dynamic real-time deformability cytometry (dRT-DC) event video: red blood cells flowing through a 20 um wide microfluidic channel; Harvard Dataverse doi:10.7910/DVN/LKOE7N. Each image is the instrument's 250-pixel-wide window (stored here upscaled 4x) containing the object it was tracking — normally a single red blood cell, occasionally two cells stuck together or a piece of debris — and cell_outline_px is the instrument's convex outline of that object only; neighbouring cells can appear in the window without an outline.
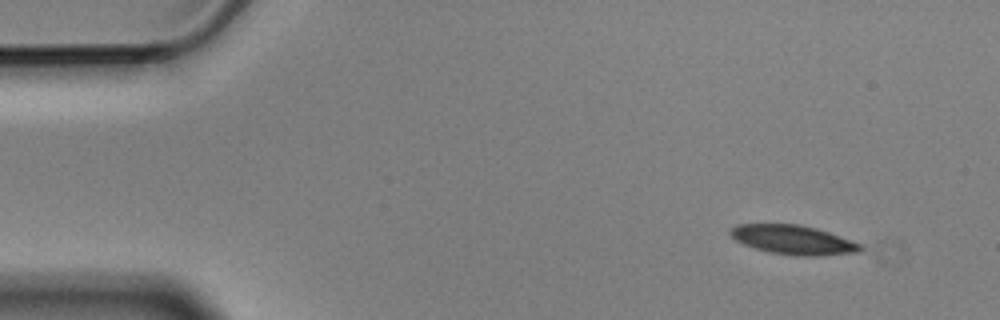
{"species": "Egyptian fruit bat (a non-hibernating species)", "species_latin": "Rousettus aegyptiacus", "temperature_condition": "cold", "stored_images_in_passage": 4, "camera_frame_rate_fps": 3000, "um_per_image_px": 0.085, "animal": {"sex": "male"}, "frame": {"image": 1, "passage_image": 1, "time_ms": 0.0, "image_size_px": [1000, 320], "cell_outline_px": [[864, 248], [860, 252], [820, 256], [796, 256], [772, 252], [756, 248], [744, 244], [736, 240], [728, 232], [736, 224], [800, 224], [816, 228], [828, 232], [860, 244]], "centroid_in_image_um": [67.43, 20.38], "position_along_channel_um": 17.6, "area_um2": 21.96}}
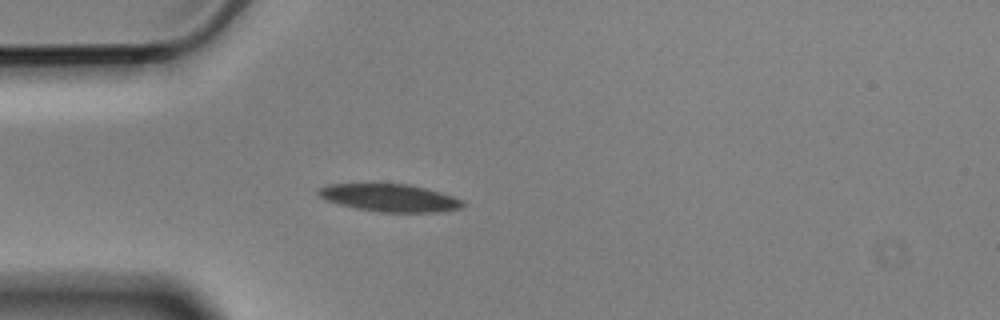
{"frame": {"image": 2, "passage_image": 4, "time_ms": 1.0, "image_size_px": [1000, 320], "cell_outline_px": [[464, 204], [460, 208], [436, 212], [384, 212], [356, 208], [340, 204], [328, 200], [320, 196], [316, 192], [316, 188], [328, 184], [408, 184], [440, 192], [464, 200]], "centroid_in_image_um": [33.11, 16.81], "position_along_channel_um": 51.9, "area_um2": 22.95}}